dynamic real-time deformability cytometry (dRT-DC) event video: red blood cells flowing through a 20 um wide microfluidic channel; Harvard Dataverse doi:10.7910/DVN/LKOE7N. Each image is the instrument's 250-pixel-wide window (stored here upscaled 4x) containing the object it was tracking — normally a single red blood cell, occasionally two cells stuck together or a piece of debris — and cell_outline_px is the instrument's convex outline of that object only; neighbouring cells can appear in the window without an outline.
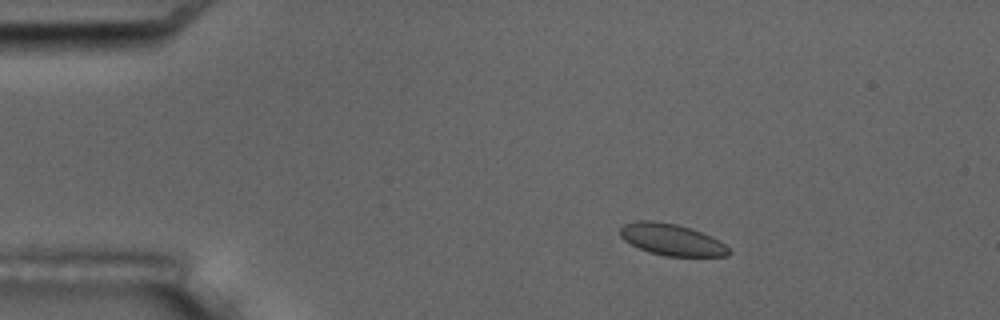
{"species": "common noctule bat (a hibernating species)", "species_latin": "Nyctalus noctula", "temperature_condition": "room temperature", "stored_images_in_passage": 4, "camera_frame_rate_fps": 3000, "um_per_image_px": 0.085, "animal": {"sex": "male", "body_mass_g": 17.5, "forearm_length_mm": 52.3}, "frame": {"image": 1, "passage_image": 2, "time_ms": 1.0, "image_size_px": [1000, 320], "cell_outline_px": [[732, 252], [728, 256], [664, 256], [648, 252], [624, 240], [620, 236], [620, 228], [624, 224], [636, 220], [652, 220], [676, 224], [692, 228], [712, 236], [720, 240]], "centroid_in_image_um": [57.1, 20.36], "position_along_channel_um": 27.9, "area_um2": 20.17}}